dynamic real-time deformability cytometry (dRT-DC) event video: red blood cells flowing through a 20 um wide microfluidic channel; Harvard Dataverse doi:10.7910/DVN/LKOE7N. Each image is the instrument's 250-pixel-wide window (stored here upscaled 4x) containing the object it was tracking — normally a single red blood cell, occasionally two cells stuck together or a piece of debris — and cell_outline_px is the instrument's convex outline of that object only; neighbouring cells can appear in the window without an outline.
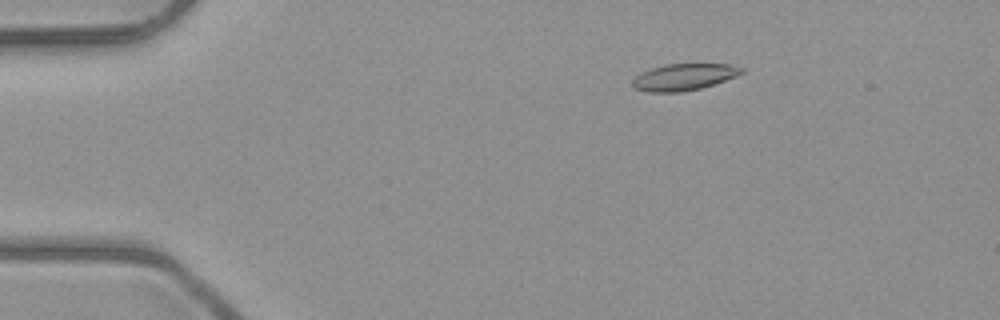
{"species": "common noctule bat (a hibernating species)", "species_latin": "Nyctalus noctula", "temperature_condition": "room temperature", "stored_images_in_passage": 5, "camera_frame_rate_fps": 3000, "um_per_image_px": 0.085, "animal": {"sex": "male", "body_mass_g": 23.1, "forearm_length_mm": 52.7}, "frame": {"image": 1, "passage_image": 3, "time_ms": 2.333, "image_size_px": [1000, 320], "cell_outline_px": [[744, 72], [736, 76], [700, 88], [680, 92], [648, 92], [632, 88], [632, 80], [640, 72], [664, 64], [732, 64], [744, 68]], "centroid_in_image_um": [58.1, 6.54], "position_along_channel_um": 26.9, "area_um2": 16.94}}